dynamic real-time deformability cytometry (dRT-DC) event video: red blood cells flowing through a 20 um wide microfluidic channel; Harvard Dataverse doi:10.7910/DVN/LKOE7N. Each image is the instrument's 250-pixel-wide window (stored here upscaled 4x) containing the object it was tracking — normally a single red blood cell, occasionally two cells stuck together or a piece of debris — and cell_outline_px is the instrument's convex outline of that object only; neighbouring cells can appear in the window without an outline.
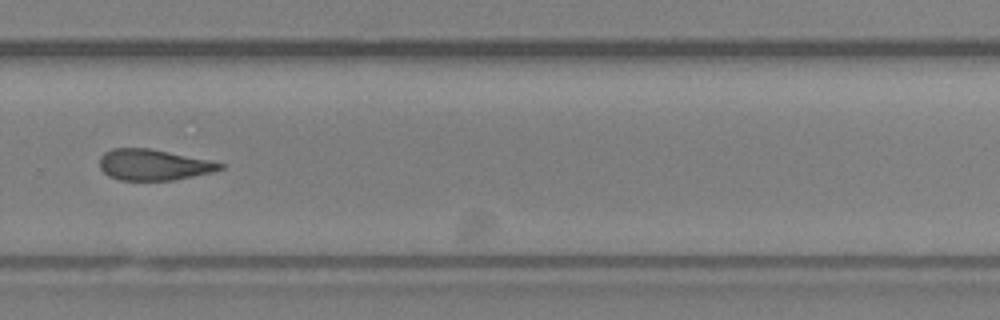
{"species": "Egyptian fruit bat (a non-hibernating species)", "species_latin": "Rousettus aegyptiacus", "temperature_condition": "room temperature", "stored_images_in_passage": 25, "camera_frame_rate_fps": 3000, "um_per_image_px": 0.085, "animal": {"sex": "female"}, "frame": {"image": 1, "passage_image": 15, "time_ms": 4.667, "image_size_px": [1000, 320], "cell_outline_px": [[224, 168], [212, 172], [172, 180], [120, 180], [108, 176], [100, 168], [100, 156], [104, 152], [112, 148], [148, 148], [208, 160], [224, 164]], "centroid_in_image_um": [13.0, 14.01], "position_along_channel_um": 316.8, "area_um2": 21.5}}